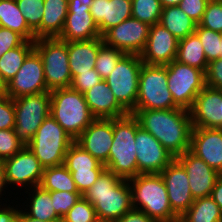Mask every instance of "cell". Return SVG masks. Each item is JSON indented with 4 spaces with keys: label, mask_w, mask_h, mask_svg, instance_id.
<instances>
[{
    "label": "cell",
    "mask_w": 222,
    "mask_h": 222,
    "mask_svg": "<svg viewBox=\"0 0 222 222\" xmlns=\"http://www.w3.org/2000/svg\"><path fill=\"white\" fill-rule=\"evenodd\" d=\"M179 40L161 23L150 28L146 46L140 54L141 60L147 65L165 66L176 60Z\"/></svg>",
    "instance_id": "17"
},
{
    "label": "cell",
    "mask_w": 222,
    "mask_h": 222,
    "mask_svg": "<svg viewBox=\"0 0 222 222\" xmlns=\"http://www.w3.org/2000/svg\"><path fill=\"white\" fill-rule=\"evenodd\" d=\"M181 0H160L162 8L168 6H179Z\"/></svg>",
    "instance_id": "55"
},
{
    "label": "cell",
    "mask_w": 222,
    "mask_h": 222,
    "mask_svg": "<svg viewBox=\"0 0 222 222\" xmlns=\"http://www.w3.org/2000/svg\"><path fill=\"white\" fill-rule=\"evenodd\" d=\"M167 66V84L174 103L182 109L190 110L196 96L206 86L205 72L177 60Z\"/></svg>",
    "instance_id": "11"
},
{
    "label": "cell",
    "mask_w": 222,
    "mask_h": 222,
    "mask_svg": "<svg viewBox=\"0 0 222 222\" xmlns=\"http://www.w3.org/2000/svg\"><path fill=\"white\" fill-rule=\"evenodd\" d=\"M172 211L182 216L193 204L189 177L183 165L175 158L161 173Z\"/></svg>",
    "instance_id": "16"
},
{
    "label": "cell",
    "mask_w": 222,
    "mask_h": 222,
    "mask_svg": "<svg viewBox=\"0 0 222 222\" xmlns=\"http://www.w3.org/2000/svg\"><path fill=\"white\" fill-rule=\"evenodd\" d=\"M82 197L80 193L53 191L51 192V200L54 204L56 214L62 219L68 211Z\"/></svg>",
    "instance_id": "42"
},
{
    "label": "cell",
    "mask_w": 222,
    "mask_h": 222,
    "mask_svg": "<svg viewBox=\"0 0 222 222\" xmlns=\"http://www.w3.org/2000/svg\"><path fill=\"white\" fill-rule=\"evenodd\" d=\"M198 25L222 33V1L208 2Z\"/></svg>",
    "instance_id": "40"
},
{
    "label": "cell",
    "mask_w": 222,
    "mask_h": 222,
    "mask_svg": "<svg viewBox=\"0 0 222 222\" xmlns=\"http://www.w3.org/2000/svg\"><path fill=\"white\" fill-rule=\"evenodd\" d=\"M15 126V107L11 97L5 93L0 97V130L13 129Z\"/></svg>",
    "instance_id": "43"
},
{
    "label": "cell",
    "mask_w": 222,
    "mask_h": 222,
    "mask_svg": "<svg viewBox=\"0 0 222 222\" xmlns=\"http://www.w3.org/2000/svg\"><path fill=\"white\" fill-rule=\"evenodd\" d=\"M104 44L102 37L85 41L68 42V63L72 79L79 73L94 69L99 48Z\"/></svg>",
    "instance_id": "26"
},
{
    "label": "cell",
    "mask_w": 222,
    "mask_h": 222,
    "mask_svg": "<svg viewBox=\"0 0 222 222\" xmlns=\"http://www.w3.org/2000/svg\"><path fill=\"white\" fill-rule=\"evenodd\" d=\"M138 119L131 113L113 119V142L106 169L122 179L138 175L135 137Z\"/></svg>",
    "instance_id": "3"
},
{
    "label": "cell",
    "mask_w": 222,
    "mask_h": 222,
    "mask_svg": "<svg viewBox=\"0 0 222 222\" xmlns=\"http://www.w3.org/2000/svg\"><path fill=\"white\" fill-rule=\"evenodd\" d=\"M103 171L71 172L78 192L83 196L96 182Z\"/></svg>",
    "instance_id": "46"
},
{
    "label": "cell",
    "mask_w": 222,
    "mask_h": 222,
    "mask_svg": "<svg viewBox=\"0 0 222 222\" xmlns=\"http://www.w3.org/2000/svg\"><path fill=\"white\" fill-rule=\"evenodd\" d=\"M5 84L2 82V79H1V77H0V88H5Z\"/></svg>",
    "instance_id": "56"
},
{
    "label": "cell",
    "mask_w": 222,
    "mask_h": 222,
    "mask_svg": "<svg viewBox=\"0 0 222 222\" xmlns=\"http://www.w3.org/2000/svg\"><path fill=\"white\" fill-rule=\"evenodd\" d=\"M25 39L15 31L0 26V58L7 51L20 46Z\"/></svg>",
    "instance_id": "45"
},
{
    "label": "cell",
    "mask_w": 222,
    "mask_h": 222,
    "mask_svg": "<svg viewBox=\"0 0 222 222\" xmlns=\"http://www.w3.org/2000/svg\"><path fill=\"white\" fill-rule=\"evenodd\" d=\"M101 80L102 78L100 77L99 73L95 69H92L89 70V72L79 73L76 75L72 79L70 87L84 94Z\"/></svg>",
    "instance_id": "44"
},
{
    "label": "cell",
    "mask_w": 222,
    "mask_h": 222,
    "mask_svg": "<svg viewBox=\"0 0 222 222\" xmlns=\"http://www.w3.org/2000/svg\"><path fill=\"white\" fill-rule=\"evenodd\" d=\"M167 84V66L142 64L134 109H175Z\"/></svg>",
    "instance_id": "9"
},
{
    "label": "cell",
    "mask_w": 222,
    "mask_h": 222,
    "mask_svg": "<svg viewBox=\"0 0 222 222\" xmlns=\"http://www.w3.org/2000/svg\"><path fill=\"white\" fill-rule=\"evenodd\" d=\"M221 101L222 90L205 86L189 110L192 128H222Z\"/></svg>",
    "instance_id": "21"
},
{
    "label": "cell",
    "mask_w": 222,
    "mask_h": 222,
    "mask_svg": "<svg viewBox=\"0 0 222 222\" xmlns=\"http://www.w3.org/2000/svg\"><path fill=\"white\" fill-rule=\"evenodd\" d=\"M75 142L100 163L105 164L113 142V119L96 118Z\"/></svg>",
    "instance_id": "18"
},
{
    "label": "cell",
    "mask_w": 222,
    "mask_h": 222,
    "mask_svg": "<svg viewBox=\"0 0 222 222\" xmlns=\"http://www.w3.org/2000/svg\"><path fill=\"white\" fill-rule=\"evenodd\" d=\"M25 147L16 137L13 129L0 130V162L13 157Z\"/></svg>",
    "instance_id": "41"
},
{
    "label": "cell",
    "mask_w": 222,
    "mask_h": 222,
    "mask_svg": "<svg viewBox=\"0 0 222 222\" xmlns=\"http://www.w3.org/2000/svg\"><path fill=\"white\" fill-rule=\"evenodd\" d=\"M219 105H220V109H221L220 115L222 116V101L219 103Z\"/></svg>",
    "instance_id": "58"
},
{
    "label": "cell",
    "mask_w": 222,
    "mask_h": 222,
    "mask_svg": "<svg viewBox=\"0 0 222 222\" xmlns=\"http://www.w3.org/2000/svg\"><path fill=\"white\" fill-rule=\"evenodd\" d=\"M176 60L182 64L196 67L206 73L208 61L201 41L195 32L179 40Z\"/></svg>",
    "instance_id": "30"
},
{
    "label": "cell",
    "mask_w": 222,
    "mask_h": 222,
    "mask_svg": "<svg viewBox=\"0 0 222 222\" xmlns=\"http://www.w3.org/2000/svg\"><path fill=\"white\" fill-rule=\"evenodd\" d=\"M16 3L29 29L35 33L40 28L43 18L44 0H16Z\"/></svg>",
    "instance_id": "38"
},
{
    "label": "cell",
    "mask_w": 222,
    "mask_h": 222,
    "mask_svg": "<svg viewBox=\"0 0 222 222\" xmlns=\"http://www.w3.org/2000/svg\"><path fill=\"white\" fill-rule=\"evenodd\" d=\"M205 77L207 87L222 90V58L208 63Z\"/></svg>",
    "instance_id": "48"
},
{
    "label": "cell",
    "mask_w": 222,
    "mask_h": 222,
    "mask_svg": "<svg viewBox=\"0 0 222 222\" xmlns=\"http://www.w3.org/2000/svg\"><path fill=\"white\" fill-rule=\"evenodd\" d=\"M209 2H214V1H222V0H208Z\"/></svg>",
    "instance_id": "61"
},
{
    "label": "cell",
    "mask_w": 222,
    "mask_h": 222,
    "mask_svg": "<svg viewBox=\"0 0 222 222\" xmlns=\"http://www.w3.org/2000/svg\"><path fill=\"white\" fill-rule=\"evenodd\" d=\"M85 100L95 118L114 119L126 116L129 112L116 100L105 80H101L84 93Z\"/></svg>",
    "instance_id": "22"
},
{
    "label": "cell",
    "mask_w": 222,
    "mask_h": 222,
    "mask_svg": "<svg viewBox=\"0 0 222 222\" xmlns=\"http://www.w3.org/2000/svg\"><path fill=\"white\" fill-rule=\"evenodd\" d=\"M40 186L50 192L63 191L79 193L71 172L64 164L44 168Z\"/></svg>",
    "instance_id": "32"
},
{
    "label": "cell",
    "mask_w": 222,
    "mask_h": 222,
    "mask_svg": "<svg viewBox=\"0 0 222 222\" xmlns=\"http://www.w3.org/2000/svg\"><path fill=\"white\" fill-rule=\"evenodd\" d=\"M64 165L70 172L104 171L106 169L104 164L91 156L75 141L66 152Z\"/></svg>",
    "instance_id": "34"
},
{
    "label": "cell",
    "mask_w": 222,
    "mask_h": 222,
    "mask_svg": "<svg viewBox=\"0 0 222 222\" xmlns=\"http://www.w3.org/2000/svg\"><path fill=\"white\" fill-rule=\"evenodd\" d=\"M195 33L201 41L208 63L220 58L222 33L201 27L198 24Z\"/></svg>",
    "instance_id": "36"
},
{
    "label": "cell",
    "mask_w": 222,
    "mask_h": 222,
    "mask_svg": "<svg viewBox=\"0 0 222 222\" xmlns=\"http://www.w3.org/2000/svg\"><path fill=\"white\" fill-rule=\"evenodd\" d=\"M142 60L137 54H124L104 80L116 100L130 113L136 106Z\"/></svg>",
    "instance_id": "10"
},
{
    "label": "cell",
    "mask_w": 222,
    "mask_h": 222,
    "mask_svg": "<svg viewBox=\"0 0 222 222\" xmlns=\"http://www.w3.org/2000/svg\"><path fill=\"white\" fill-rule=\"evenodd\" d=\"M93 0H68V9H90Z\"/></svg>",
    "instance_id": "53"
},
{
    "label": "cell",
    "mask_w": 222,
    "mask_h": 222,
    "mask_svg": "<svg viewBox=\"0 0 222 222\" xmlns=\"http://www.w3.org/2000/svg\"><path fill=\"white\" fill-rule=\"evenodd\" d=\"M19 222H62V221H40L38 219L27 216L21 209H19Z\"/></svg>",
    "instance_id": "54"
},
{
    "label": "cell",
    "mask_w": 222,
    "mask_h": 222,
    "mask_svg": "<svg viewBox=\"0 0 222 222\" xmlns=\"http://www.w3.org/2000/svg\"><path fill=\"white\" fill-rule=\"evenodd\" d=\"M140 127L149 132L174 157L190 150L192 121L188 110L133 109Z\"/></svg>",
    "instance_id": "1"
},
{
    "label": "cell",
    "mask_w": 222,
    "mask_h": 222,
    "mask_svg": "<svg viewBox=\"0 0 222 222\" xmlns=\"http://www.w3.org/2000/svg\"><path fill=\"white\" fill-rule=\"evenodd\" d=\"M34 50V41H24L0 58V77L6 85L22 67L26 57Z\"/></svg>",
    "instance_id": "31"
},
{
    "label": "cell",
    "mask_w": 222,
    "mask_h": 222,
    "mask_svg": "<svg viewBox=\"0 0 222 222\" xmlns=\"http://www.w3.org/2000/svg\"><path fill=\"white\" fill-rule=\"evenodd\" d=\"M0 26L17 32L26 41H35V34L29 29L16 0H0Z\"/></svg>",
    "instance_id": "29"
},
{
    "label": "cell",
    "mask_w": 222,
    "mask_h": 222,
    "mask_svg": "<svg viewBox=\"0 0 222 222\" xmlns=\"http://www.w3.org/2000/svg\"><path fill=\"white\" fill-rule=\"evenodd\" d=\"M6 190H7V191H6ZM6 192H7V193H6ZM8 193H9L8 196H10L9 198L14 197V199H15V196H12V195H11L12 193H10V192L8 191V188H7L6 183H5L4 167H3L2 162H0V206H1V205H5V204H7L8 202H11V201H10L11 199H9L8 196H7ZM4 196H6L7 198H6V197L4 198ZM2 200H4L3 203H2ZM7 201H8V202H7ZM4 202H5V203H4Z\"/></svg>",
    "instance_id": "51"
},
{
    "label": "cell",
    "mask_w": 222,
    "mask_h": 222,
    "mask_svg": "<svg viewBox=\"0 0 222 222\" xmlns=\"http://www.w3.org/2000/svg\"><path fill=\"white\" fill-rule=\"evenodd\" d=\"M50 93V115L75 140L96 119L84 94L71 87L55 89Z\"/></svg>",
    "instance_id": "5"
},
{
    "label": "cell",
    "mask_w": 222,
    "mask_h": 222,
    "mask_svg": "<svg viewBox=\"0 0 222 222\" xmlns=\"http://www.w3.org/2000/svg\"><path fill=\"white\" fill-rule=\"evenodd\" d=\"M19 194L20 195H17L18 197L15 199L24 201V203L23 201L22 203L19 201V204H22L20 209L27 216L38 219L40 221H62V219L55 212L50 191H47L38 185ZM22 196L25 198L23 199Z\"/></svg>",
    "instance_id": "24"
},
{
    "label": "cell",
    "mask_w": 222,
    "mask_h": 222,
    "mask_svg": "<svg viewBox=\"0 0 222 222\" xmlns=\"http://www.w3.org/2000/svg\"><path fill=\"white\" fill-rule=\"evenodd\" d=\"M178 40L184 39L196 30L197 23L180 6L162 8L160 22Z\"/></svg>",
    "instance_id": "28"
},
{
    "label": "cell",
    "mask_w": 222,
    "mask_h": 222,
    "mask_svg": "<svg viewBox=\"0 0 222 222\" xmlns=\"http://www.w3.org/2000/svg\"><path fill=\"white\" fill-rule=\"evenodd\" d=\"M49 91L44 77L43 61L34 49L25 59L16 75L6 84L4 93L15 99Z\"/></svg>",
    "instance_id": "14"
},
{
    "label": "cell",
    "mask_w": 222,
    "mask_h": 222,
    "mask_svg": "<svg viewBox=\"0 0 222 222\" xmlns=\"http://www.w3.org/2000/svg\"><path fill=\"white\" fill-rule=\"evenodd\" d=\"M90 202L99 221L115 222L133 209L131 187L126 179L105 169L83 195Z\"/></svg>",
    "instance_id": "2"
},
{
    "label": "cell",
    "mask_w": 222,
    "mask_h": 222,
    "mask_svg": "<svg viewBox=\"0 0 222 222\" xmlns=\"http://www.w3.org/2000/svg\"><path fill=\"white\" fill-rule=\"evenodd\" d=\"M180 218L184 222H222V212L211 196L195 199Z\"/></svg>",
    "instance_id": "33"
},
{
    "label": "cell",
    "mask_w": 222,
    "mask_h": 222,
    "mask_svg": "<svg viewBox=\"0 0 222 222\" xmlns=\"http://www.w3.org/2000/svg\"><path fill=\"white\" fill-rule=\"evenodd\" d=\"M93 205L83 196L62 218V222H98Z\"/></svg>",
    "instance_id": "39"
},
{
    "label": "cell",
    "mask_w": 222,
    "mask_h": 222,
    "mask_svg": "<svg viewBox=\"0 0 222 222\" xmlns=\"http://www.w3.org/2000/svg\"><path fill=\"white\" fill-rule=\"evenodd\" d=\"M15 107L16 137L24 146L33 139L37 129L50 115L51 93L44 91L32 95H24L13 99Z\"/></svg>",
    "instance_id": "8"
},
{
    "label": "cell",
    "mask_w": 222,
    "mask_h": 222,
    "mask_svg": "<svg viewBox=\"0 0 222 222\" xmlns=\"http://www.w3.org/2000/svg\"><path fill=\"white\" fill-rule=\"evenodd\" d=\"M134 209L143 211L156 222H175L168 193L160 174H138L128 180Z\"/></svg>",
    "instance_id": "4"
},
{
    "label": "cell",
    "mask_w": 222,
    "mask_h": 222,
    "mask_svg": "<svg viewBox=\"0 0 222 222\" xmlns=\"http://www.w3.org/2000/svg\"><path fill=\"white\" fill-rule=\"evenodd\" d=\"M74 141L49 115L26 147L47 168L64 164L66 152Z\"/></svg>",
    "instance_id": "6"
},
{
    "label": "cell",
    "mask_w": 222,
    "mask_h": 222,
    "mask_svg": "<svg viewBox=\"0 0 222 222\" xmlns=\"http://www.w3.org/2000/svg\"><path fill=\"white\" fill-rule=\"evenodd\" d=\"M220 58H222V40H221V50H220Z\"/></svg>",
    "instance_id": "59"
},
{
    "label": "cell",
    "mask_w": 222,
    "mask_h": 222,
    "mask_svg": "<svg viewBox=\"0 0 222 222\" xmlns=\"http://www.w3.org/2000/svg\"><path fill=\"white\" fill-rule=\"evenodd\" d=\"M175 222H184L180 217Z\"/></svg>",
    "instance_id": "60"
},
{
    "label": "cell",
    "mask_w": 222,
    "mask_h": 222,
    "mask_svg": "<svg viewBox=\"0 0 222 222\" xmlns=\"http://www.w3.org/2000/svg\"><path fill=\"white\" fill-rule=\"evenodd\" d=\"M125 53L113 47L103 44L98 51L94 69L104 80L114 70L116 64Z\"/></svg>",
    "instance_id": "37"
},
{
    "label": "cell",
    "mask_w": 222,
    "mask_h": 222,
    "mask_svg": "<svg viewBox=\"0 0 222 222\" xmlns=\"http://www.w3.org/2000/svg\"><path fill=\"white\" fill-rule=\"evenodd\" d=\"M90 14L101 36L111 27L132 17L131 0H93Z\"/></svg>",
    "instance_id": "23"
},
{
    "label": "cell",
    "mask_w": 222,
    "mask_h": 222,
    "mask_svg": "<svg viewBox=\"0 0 222 222\" xmlns=\"http://www.w3.org/2000/svg\"><path fill=\"white\" fill-rule=\"evenodd\" d=\"M34 49L43 61L44 77L49 91L71 86L72 74L68 63V42L54 38H39Z\"/></svg>",
    "instance_id": "7"
},
{
    "label": "cell",
    "mask_w": 222,
    "mask_h": 222,
    "mask_svg": "<svg viewBox=\"0 0 222 222\" xmlns=\"http://www.w3.org/2000/svg\"><path fill=\"white\" fill-rule=\"evenodd\" d=\"M151 26L133 17L111 27L103 35L106 46L116 48L125 54L140 55L147 43Z\"/></svg>",
    "instance_id": "13"
},
{
    "label": "cell",
    "mask_w": 222,
    "mask_h": 222,
    "mask_svg": "<svg viewBox=\"0 0 222 222\" xmlns=\"http://www.w3.org/2000/svg\"><path fill=\"white\" fill-rule=\"evenodd\" d=\"M132 17L153 26L160 22L162 6L160 0H131Z\"/></svg>",
    "instance_id": "35"
},
{
    "label": "cell",
    "mask_w": 222,
    "mask_h": 222,
    "mask_svg": "<svg viewBox=\"0 0 222 222\" xmlns=\"http://www.w3.org/2000/svg\"><path fill=\"white\" fill-rule=\"evenodd\" d=\"M102 37L94 22L90 9H68L60 40L66 42L85 41Z\"/></svg>",
    "instance_id": "25"
},
{
    "label": "cell",
    "mask_w": 222,
    "mask_h": 222,
    "mask_svg": "<svg viewBox=\"0 0 222 222\" xmlns=\"http://www.w3.org/2000/svg\"><path fill=\"white\" fill-rule=\"evenodd\" d=\"M2 164L6 186L11 193H13L12 189L15 190L16 193L12 194L15 197L23 190L25 191L40 185L44 167L26 146L13 157L4 159Z\"/></svg>",
    "instance_id": "12"
},
{
    "label": "cell",
    "mask_w": 222,
    "mask_h": 222,
    "mask_svg": "<svg viewBox=\"0 0 222 222\" xmlns=\"http://www.w3.org/2000/svg\"><path fill=\"white\" fill-rule=\"evenodd\" d=\"M115 222H156L143 211L132 209Z\"/></svg>",
    "instance_id": "50"
},
{
    "label": "cell",
    "mask_w": 222,
    "mask_h": 222,
    "mask_svg": "<svg viewBox=\"0 0 222 222\" xmlns=\"http://www.w3.org/2000/svg\"><path fill=\"white\" fill-rule=\"evenodd\" d=\"M5 88H0V97L4 94Z\"/></svg>",
    "instance_id": "57"
},
{
    "label": "cell",
    "mask_w": 222,
    "mask_h": 222,
    "mask_svg": "<svg viewBox=\"0 0 222 222\" xmlns=\"http://www.w3.org/2000/svg\"><path fill=\"white\" fill-rule=\"evenodd\" d=\"M43 12L40 28L34 33L35 40L59 37L68 13V0H44Z\"/></svg>",
    "instance_id": "27"
},
{
    "label": "cell",
    "mask_w": 222,
    "mask_h": 222,
    "mask_svg": "<svg viewBox=\"0 0 222 222\" xmlns=\"http://www.w3.org/2000/svg\"><path fill=\"white\" fill-rule=\"evenodd\" d=\"M211 197L219 205L220 211L222 212V174H220L216 180Z\"/></svg>",
    "instance_id": "52"
},
{
    "label": "cell",
    "mask_w": 222,
    "mask_h": 222,
    "mask_svg": "<svg viewBox=\"0 0 222 222\" xmlns=\"http://www.w3.org/2000/svg\"><path fill=\"white\" fill-rule=\"evenodd\" d=\"M208 2V0H181L179 6L198 24L203 17Z\"/></svg>",
    "instance_id": "47"
},
{
    "label": "cell",
    "mask_w": 222,
    "mask_h": 222,
    "mask_svg": "<svg viewBox=\"0 0 222 222\" xmlns=\"http://www.w3.org/2000/svg\"><path fill=\"white\" fill-rule=\"evenodd\" d=\"M16 202L0 206V222H19L20 204L19 201Z\"/></svg>",
    "instance_id": "49"
},
{
    "label": "cell",
    "mask_w": 222,
    "mask_h": 222,
    "mask_svg": "<svg viewBox=\"0 0 222 222\" xmlns=\"http://www.w3.org/2000/svg\"><path fill=\"white\" fill-rule=\"evenodd\" d=\"M190 151L222 174V128H192Z\"/></svg>",
    "instance_id": "20"
},
{
    "label": "cell",
    "mask_w": 222,
    "mask_h": 222,
    "mask_svg": "<svg viewBox=\"0 0 222 222\" xmlns=\"http://www.w3.org/2000/svg\"><path fill=\"white\" fill-rule=\"evenodd\" d=\"M138 174H160L174 157L149 132L137 122L135 137Z\"/></svg>",
    "instance_id": "15"
},
{
    "label": "cell",
    "mask_w": 222,
    "mask_h": 222,
    "mask_svg": "<svg viewBox=\"0 0 222 222\" xmlns=\"http://www.w3.org/2000/svg\"><path fill=\"white\" fill-rule=\"evenodd\" d=\"M176 159L183 165L189 177L190 191L194 200L211 196L220 174L190 150L177 156Z\"/></svg>",
    "instance_id": "19"
}]
</instances>
